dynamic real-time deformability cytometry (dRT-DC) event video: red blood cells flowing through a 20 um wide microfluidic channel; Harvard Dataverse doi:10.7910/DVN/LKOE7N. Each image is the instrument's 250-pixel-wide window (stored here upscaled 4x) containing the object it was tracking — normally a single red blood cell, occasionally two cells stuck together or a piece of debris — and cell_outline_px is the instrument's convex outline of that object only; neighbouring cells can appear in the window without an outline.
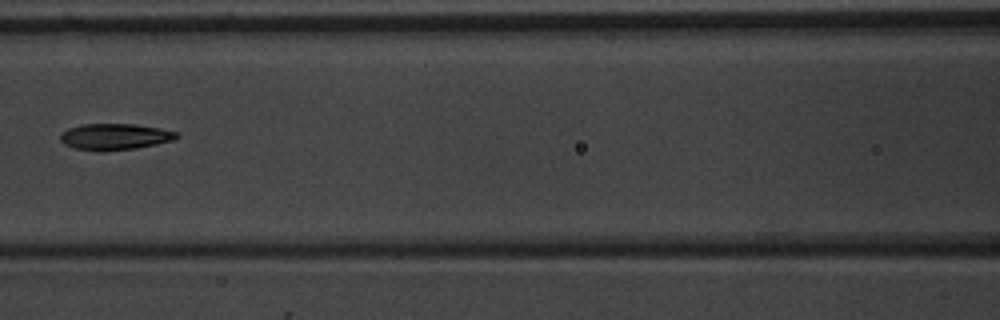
{"species": "common noctule bat (a hibernating species)", "species_latin": "Nyctalus noctula", "temperature_condition": "warm", "stored_images_in_passage": 7, "camera_frame_rate_fps": 3000, "um_per_image_px": 0.085, "animal": {"sex": "male", "body_mass_g": 20.1, "forearm_length_mm": 53.5}, "frame": {"image": 1, "passage_image": 7, "time_ms": 7.667, "image_size_px": [1000, 320], "cell_outline_px": [[180, 136], [172, 140], [156, 144], [136, 148], [100, 152], [76, 148], [64, 144], [60, 140], [60, 132], [68, 128], [80, 124], [136, 124], [160, 128], [176, 132]], "centroid_in_image_um": [9.72, 11.62], "position_along_channel_um": 156.9, "area_um2": 17.92}}